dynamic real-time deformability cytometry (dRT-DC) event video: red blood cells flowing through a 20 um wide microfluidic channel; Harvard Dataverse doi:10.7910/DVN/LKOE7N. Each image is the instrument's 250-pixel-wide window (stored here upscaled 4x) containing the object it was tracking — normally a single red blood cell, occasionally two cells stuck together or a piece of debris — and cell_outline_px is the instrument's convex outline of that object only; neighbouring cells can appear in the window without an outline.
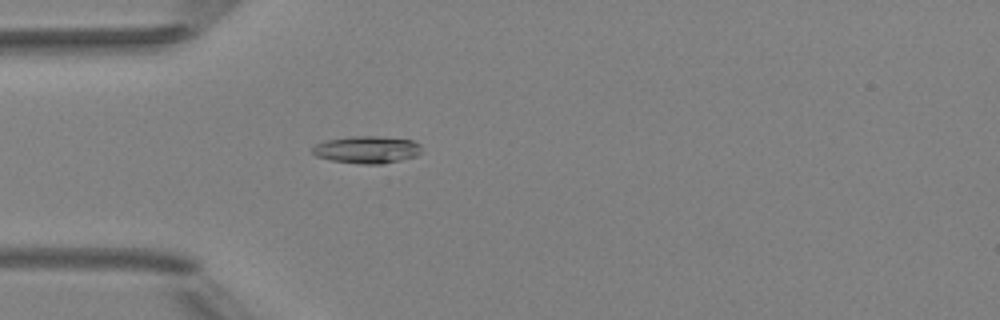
{"species": "Egyptian fruit bat (a non-hibernating species)", "species_latin": "Rousettus aegyptiacus", "temperature_condition": "room temperature", "stored_images_in_passage": 6, "camera_frame_rate_fps": 3000, "um_per_image_px": 0.085, "animal": {"sex": "female"}, "frame": {"image": 1, "passage_image": 6, "time_ms": 6.667, "image_size_px": [1000, 320], "cell_outline_px": [[420, 152], [416, 156], [384, 164], [360, 164], [332, 160], [316, 156], [312, 152], [312, 148], [316, 144], [328, 140], [356, 136], [380, 136], [412, 140], [420, 144]], "centroid_in_image_um": [31.21, 12.72], "position_along_channel_um": 53.8, "area_um2": 17.22}}